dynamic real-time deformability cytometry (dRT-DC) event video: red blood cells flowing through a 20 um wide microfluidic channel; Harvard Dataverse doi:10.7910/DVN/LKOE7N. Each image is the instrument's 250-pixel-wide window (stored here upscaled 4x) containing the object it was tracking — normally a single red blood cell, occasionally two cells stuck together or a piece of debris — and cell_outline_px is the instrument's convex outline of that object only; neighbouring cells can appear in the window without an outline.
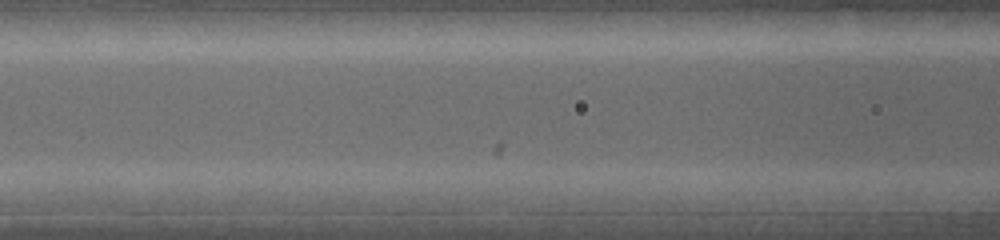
{"species": "common noctule bat (a hibernating species)", "species_latin": "Nyctalus noctula", "temperature_condition": "warm", "stored_images_in_passage": 18, "camera_frame_rate_fps": 5000, "um_per_image_px": 0.085, "animal": {"sex": "female", "body_mass_g": 19.0, "forearm_length_mm": 53.3}, "frame": {"image": 1, "passage_image": 12, "time_ms": 2.2, "image_size_px": [1000, 240], "cell_outline_px": [[432, 212], [376, 212], [320, 204], [308, 192], [316, 188], [420, 188], [432, 192]], "centroid_in_image_um": [31.99, 16.92], "position_along_channel_um": 134.6, "area_um2": 18.38}}